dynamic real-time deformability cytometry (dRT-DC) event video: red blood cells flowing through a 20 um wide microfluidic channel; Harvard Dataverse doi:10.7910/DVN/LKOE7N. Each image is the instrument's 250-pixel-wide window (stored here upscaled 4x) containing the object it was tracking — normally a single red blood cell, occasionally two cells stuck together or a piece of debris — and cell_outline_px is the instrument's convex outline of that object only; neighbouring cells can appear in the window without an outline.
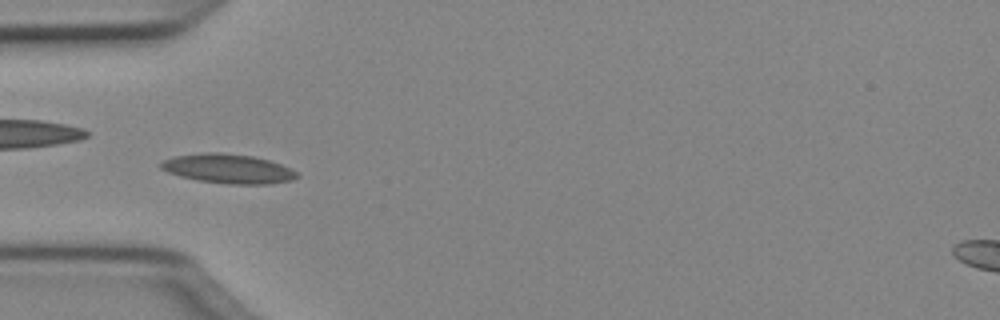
{"species": "Egyptian fruit bat (a non-hibernating species)", "species_latin": "Rousettus aegyptiacus", "temperature_condition": "cold", "stored_images_in_passage": 49, "camera_frame_rate_fps": 3000, "um_per_image_px": 0.085, "animal": {"sex": "female"}, "frame": {"image": 1, "passage_image": 15, "time_ms": 4.667, "image_size_px": [1000, 320], "cell_outline_px": [[300, 176], [292, 180], [268, 184], [232, 184], [196, 180], [180, 176], [168, 172], [160, 168], [160, 164], [164, 160], [172, 156], [200, 152], [220, 152], [252, 156], [268, 160], [280, 164], [296, 172]], "centroid_in_image_um": [19.35, 14.33], "position_along_channel_um": 65.6, "area_um2": 23.24}}
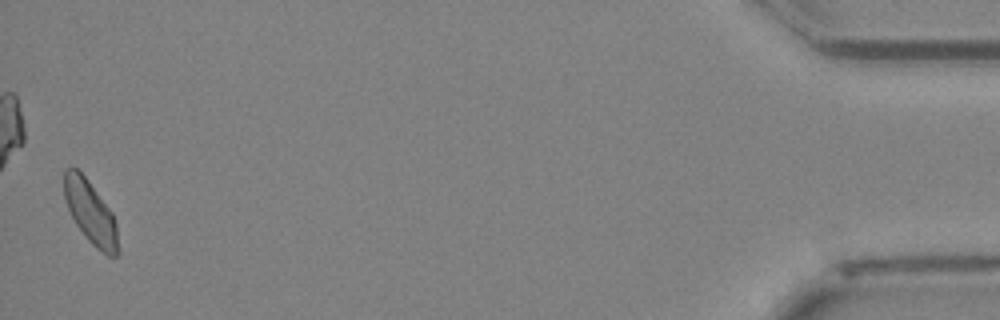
{"frame": {"image": 2, "passage_image": 49, "time_ms": 16.0, "image_size_px": [1000, 320], "cell_outline_px": [[120, 252], [116, 256], [108, 256], [96, 248], [88, 240], [76, 224], [68, 208], [64, 196], [64, 168], [76, 168], [88, 180], [112, 212], [116, 224]], "centroid_in_image_um": [7.71, 18.08], "position_along_channel_um": 427.5, "area_um2": 19.71}, "authors_computed_cell_mechanics": {"area_um2": 20.5768, "velocity_mm_per_s": 4.0078, "shape_relaxation_time_tau1_ms": 3.0115, "shape_relaxation_time_tau2_ms": 7.0145, "deformation_change_tau1": 0.1054, "deformation_change_tau2": 0.1285}}